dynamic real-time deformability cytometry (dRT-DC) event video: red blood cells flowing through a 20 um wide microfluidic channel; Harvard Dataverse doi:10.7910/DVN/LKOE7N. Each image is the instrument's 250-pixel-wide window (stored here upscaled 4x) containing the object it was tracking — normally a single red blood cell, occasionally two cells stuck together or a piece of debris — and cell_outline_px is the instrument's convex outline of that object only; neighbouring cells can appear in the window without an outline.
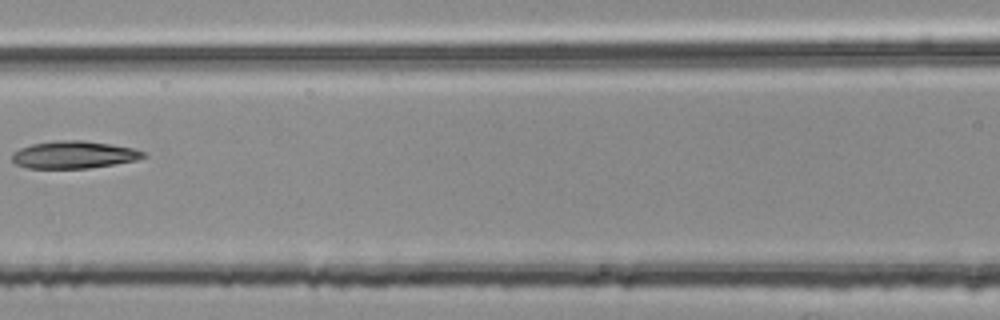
{"species": "common noctule bat (a hibernating species)", "species_latin": "Nyctalus noctula", "temperature_condition": "room temperature", "stored_images_in_passage": 6, "camera_frame_rate_fps": 3000, "um_per_image_px": 0.085, "animal": {"sex": "female", "body_mass_g": 25.1}, "frame": {"image": 1, "passage_image": 6, "time_ms": 1.667, "image_size_px": [1000, 320], "cell_outline_px": [[148, 156], [136, 160], [88, 168], [28, 168], [16, 164], [12, 160], [12, 152], [20, 148], [32, 144], [56, 140], [84, 140], [112, 144], [132, 148], [144, 152]], "centroid_in_image_um": [6.26, 13.14], "position_along_channel_um": 160.3, "area_um2": 20.92}}